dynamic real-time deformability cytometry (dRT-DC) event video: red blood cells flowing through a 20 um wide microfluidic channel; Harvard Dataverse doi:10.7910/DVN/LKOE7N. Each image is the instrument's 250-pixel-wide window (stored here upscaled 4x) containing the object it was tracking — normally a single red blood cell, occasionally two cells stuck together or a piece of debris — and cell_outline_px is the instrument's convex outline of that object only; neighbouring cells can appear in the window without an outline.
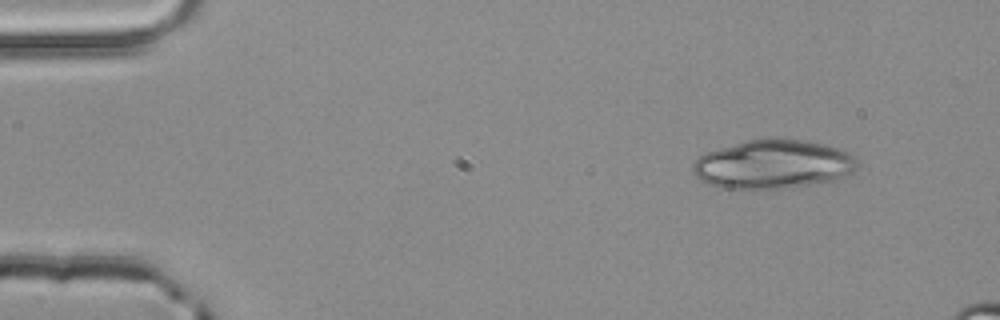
{"species": "common noctule bat (a hibernating species)", "species_latin": "Nyctalus noctula", "temperature_condition": "room temperature", "stored_images_in_passage": 3, "camera_frame_rate_fps": 3000, "um_per_image_px": 0.085, "animal": {"sex": "male", "body_mass_g": 20.4}, "frame": {"image": 1, "passage_image": 1, "time_ms": 0.0, "image_size_px": [1000, 320], "cell_outline_px": [[860, 164], [852, 172], [844, 176], [832, 180], [784, 188], [720, 188], [708, 184], [700, 180], [692, 172], [692, 164], [704, 152], [748, 140], [804, 140], [824, 144], [840, 148], [856, 156], [860, 160]], "centroid_in_image_um": [65.72, 13.97], "position_along_channel_um": 19.3, "area_um2": 46.47}}